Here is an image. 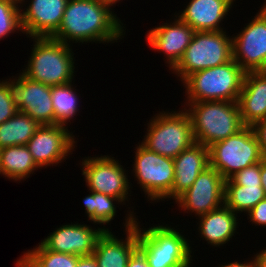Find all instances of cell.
I'll return each mask as SVG.
<instances>
[{
  "label": "cell",
  "instance_id": "14",
  "mask_svg": "<svg viewBox=\"0 0 266 267\" xmlns=\"http://www.w3.org/2000/svg\"><path fill=\"white\" fill-rule=\"evenodd\" d=\"M13 77L9 79L18 111L28 114L40 125L55 124L51 86L32 81L22 73Z\"/></svg>",
  "mask_w": 266,
  "mask_h": 267
},
{
  "label": "cell",
  "instance_id": "28",
  "mask_svg": "<svg viewBox=\"0 0 266 267\" xmlns=\"http://www.w3.org/2000/svg\"><path fill=\"white\" fill-rule=\"evenodd\" d=\"M90 194L83 198L85 213L88 221L92 224L107 225L111 220H114L116 215V207L114 204L122 205L123 203L114 197L89 191Z\"/></svg>",
  "mask_w": 266,
  "mask_h": 267
},
{
  "label": "cell",
  "instance_id": "12",
  "mask_svg": "<svg viewBox=\"0 0 266 267\" xmlns=\"http://www.w3.org/2000/svg\"><path fill=\"white\" fill-rule=\"evenodd\" d=\"M75 138L66 125H41L26 146L34 162L41 169L66 161L76 146Z\"/></svg>",
  "mask_w": 266,
  "mask_h": 267
},
{
  "label": "cell",
  "instance_id": "17",
  "mask_svg": "<svg viewBox=\"0 0 266 267\" xmlns=\"http://www.w3.org/2000/svg\"><path fill=\"white\" fill-rule=\"evenodd\" d=\"M27 2H20L24 34L29 38L52 37L60 27L68 0H31L28 4Z\"/></svg>",
  "mask_w": 266,
  "mask_h": 267
},
{
  "label": "cell",
  "instance_id": "8",
  "mask_svg": "<svg viewBox=\"0 0 266 267\" xmlns=\"http://www.w3.org/2000/svg\"><path fill=\"white\" fill-rule=\"evenodd\" d=\"M264 158L254 131L248 126L209 147L210 166L225 180Z\"/></svg>",
  "mask_w": 266,
  "mask_h": 267
},
{
  "label": "cell",
  "instance_id": "2",
  "mask_svg": "<svg viewBox=\"0 0 266 267\" xmlns=\"http://www.w3.org/2000/svg\"><path fill=\"white\" fill-rule=\"evenodd\" d=\"M184 105L192 122L194 141L207 148L245 127L238 101H201Z\"/></svg>",
  "mask_w": 266,
  "mask_h": 267
},
{
  "label": "cell",
  "instance_id": "22",
  "mask_svg": "<svg viewBox=\"0 0 266 267\" xmlns=\"http://www.w3.org/2000/svg\"><path fill=\"white\" fill-rule=\"evenodd\" d=\"M238 215L225 204L198 217V232L202 240L214 247L224 246L237 232ZM238 221V222H237Z\"/></svg>",
  "mask_w": 266,
  "mask_h": 267
},
{
  "label": "cell",
  "instance_id": "33",
  "mask_svg": "<svg viewBox=\"0 0 266 267\" xmlns=\"http://www.w3.org/2000/svg\"><path fill=\"white\" fill-rule=\"evenodd\" d=\"M254 134L259 143L263 155L266 157V119L255 123L252 126Z\"/></svg>",
  "mask_w": 266,
  "mask_h": 267
},
{
  "label": "cell",
  "instance_id": "13",
  "mask_svg": "<svg viewBox=\"0 0 266 267\" xmlns=\"http://www.w3.org/2000/svg\"><path fill=\"white\" fill-rule=\"evenodd\" d=\"M225 179L213 167L202 171L192 186L181 194L175 204L188 214L202 216L224 204Z\"/></svg>",
  "mask_w": 266,
  "mask_h": 267
},
{
  "label": "cell",
  "instance_id": "6",
  "mask_svg": "<svg viewBox=\"0 0 266 267\" xmlns=\"http://www.w3.org/2000/svg\"><path fill=\"white\" fill-rule=\"evenodd\" d=\"M149 121L141 144L152 152L175 158L195 143L192 122L184 109L163 110Z\"/></svg>",
  "mask_w": 266,
  "mask_h": 267
},
{
  "label": "cell",
  "instance_id": "5",
  "mask_svg": "<svg viewBox=\"0 0 266 267\" xmlns=\"http://www.w3.org/2000/svg\"><path fill=\"white\" fill-rule=\"evenodd\" d=\"M136 224L138 249L144 254L150 267L192 266V245L188 242L189 238L180 232L182 230L168 224L141 229L140 222L136 221Z\"/></svg>",
  "mask_w": 266,
  "mask_h": 267
},
{
  "label": "cell",
  "instance_id": "23",
  "mask_svg": "<svg viewBox=\"0 0 266 267\" xmlns=\"http://www.w3.org/2000/svg\"><path fill=\"white\" fill-rule=\"evenodd\" d=\"M31 153L26 145H14L0 149V175L12 181L29 178L38 170Z\"/></svg>",
  "mask_w": 266,
  "mask_h": 267
},
{
  "label": "cell",
  "instance_id": "3",
  "mask_svg": "<svg viewBox=\"0 0 266 267\" xmlns=\"http://www.w3.org/2000/svg\"><path fill=\"white\" fill-rule=\"evenodd\" d=\"M31 39L34 42L31 55L21 73L32 81L51 87L71 83L76 72L71 45L52 37H32Z\"/></svg>",
  "mask_w": 266,
  "mask_h": 267
},
{
  "label": "cell",
  "instance_id": "34",
  "mask_svg": "<svg viewBox=\"0 0 266 267\" xmlns=\"http://www.w3.org/2000/svg\"><path fill=\"white\" fill-rule=\"evenodd\" d=\"M126 267H150L144 254L137 248L130 256Z\"/></svg>",
  "mask_w": 266,
  "mask_h": 267
},
{
  "label": "cell",
  "instance_id": "35",
  "mask_svg": "<svg viewBox=\"0 0 266 267\" xmlns=\"http://www.w3.org/2000/svg\"><path fill=\"white\" fill-rule=\"evenodd\" d=\"M251 258H252V260L248 259V261L246 260L243 263L239 262V261H233V262H230L227 264L224 263V265L219 264L218 267H258V262H257L256 256L251 257Z\"/></svg>",
  "mask_w": 266,
  "mask_h": 267
},
{
  "label": "cell",
  "instance_id": "19",
  "mask_svg": "<svg viewBox=\"0 0 266 267\" xmlns=\"http://www.w3.org/2000/svg\"><path fill=\"white\" fill-rule=\"evenodd\" d=\"M174 182L171 193L165 198L176 200L189 189L198 175L210 166L209 148L193 143L189 148L173 158Z\"/></svg>",
  "mask_w": 266,
  "mask_h": 267
},
{
  "label": "cell",
  "instance_id": "27",
  "mask_svg": "<svg viewBox=\"0 0 266 267\" xmlns=\"http://www.w3.org/2000/svg\"><path fill=\"white\" fill-rule=\"evenodd\" d=\"M74 82L51 87L55 124L67 126L74 119V116L77 115V112L79 113L80 111L78 108L80 107V104H78L80 96L77 94L75 87H73Z\"/></svg>",
  "mask_w": 266,
  "mask_h": 267
},
{
  "label": "cell",
  "instance_id": "9",
  "mask_svg": "<svg viewBox=\"0 0 266 267\" xmlns=\"http://www.w3.org/2000/svg\"><path fill=\"white\" fill-rule=\"evenodd\" d=\"M135 156L132 172L150 203L165 201L174 182L173 158L148 150L140 142L134 147ZM160 200V201H159Z\"/></svg>",
  "mask_w": 266,
  "mask_h": 267
},
{
  "label": "cell",
  "instance_id": "30",
  "mask_svg": "<svg viewBox=\"0 0 266 267\" xmlns=\"http://www.w3.org/2000/svg\"><path fill=\"white\" fill-rule=\"evenodd\" d=\"M17 111L11 80H0V124L13 117Z\"/></svg>",
  "mask_w": 266,
  "mask_h": 267
},
{
  "label": "cell",
  "instance_id": "24",
  "mask_svg": "<svg viewBox=\"0 0 266 267\" xmlns=\"http://www.w3.org/2000/svg\"><path fill=\"white\" fill-rule=\"evenodd\" d=\"M41 125L28 114L17 113L0 124V149L14 145H26Z\"/></svg>",
  "mask_w": 266,
  "mask_h": 267
},
{
  "label": "cell",
  "instance_id": "11",
  "mask_svg": "<svg viewBox=\"0 0 266 267\" xmlns=\"http://www.w3.org/2000/svg\"><path fill=\"white\" fill-rule=\"evenodd\" d=\"M242 31L232 37L233 59L245 71H266V1Z\"/></svg>",
  "mask_w": 266,
  "mask_h": 267
},
{
  "label": "cell",
  "instance_id": "15",
  "mask_svg": "<svg viewBox=\"0 0 266 267\" xmlns=\"http://www.w3.org/2000/svg\"><path fill=\"white\" fill-rule=\"evenodd\" d=\"M129 211L123 223L125 240L120 239L110 230L104 231L98 238L93 251L98 267H126L130 256L138 248V225L136 224L138 218L134 210Z\"/></svg>",
  "mask_w": 266,
  "mask_h": 267
},
{
  "label": "cell",
  "instance_id": "29",
  "mask_svg": "<svg viewBox=\"0 0 266 267\" xmlns=\"http://www.w3.org/2000/svg\"><path fill=\"white\" fill-rule=\"evenodd\" d=\"M21 4L14 0H0V40L21 31Z\"/></svg>",
  "mask_w": 266,
  "mask_h": 267
},
{
  "label": "cell",
  "instance_id": "4",
  "mask_svg": "<svg viewBox=\"0 0 266 267\" xmlns=\"http://www.w3.org/2000/svg\"><path fill=\"white\" fill-rule=\"evenodd\" d=\"M246 72L232 58L229 62L196 71L182 84L186 102L238 101Z\"/></svg>",
  "mask_w": 266,
  "mask_h": 267
},
{
  "label": "cell",
  "instance_id": "31",
  "mask_svg": "<svg viewBox=\"0 0 266 267\" xmlns=\"http://www.w3.org/2000/svg\"><path fill=\"white\" fill-rule=\"evenodd\" d=\"M261 162L246 167L236 172L230 179L241 186H262L261 184Z\"/></svg>",
  "mask_w": 266,
  "mask_h": 267
},
{
  "label": "cell",
  "instance_id": "32",
  "mask_svg": "<svg viewBox=\"0 0 266 267\" xmlns=\"http://www.w3.org/2000/svg\"><path fill=\"white\" fill-rule=\"evenodd\" d=\"M246 215L252 224L264 228L266 226V198L259 201Z\"/></svg>",
  "mask_w": 266,
  "mask_h": 267
},
{
  "label": "cell",
  "instance_id": "36",
  "mask_svg": "<svg viewBox=\"0 0 266 267\" xmlns=\"http://www.w3.org/2000/svg\"><path fill=\"white\" fill-rule=\"evenodd\" d=\"M75 267H98V265L92 254L88 256H79Z\"/></svg>",
  "mask_w": 266,
  "mask_h": 267
},
{
  "label": "cell",
  "instance_id": "21",
  "mask_svg": "<svg viewBox=\"0 0 266 267\" xmlns=\"http://www.w3.org/2000/svg\"><path fill=\"white\" fill-rule=\"evenodd\" d=\"M244 126L266 119V71H248L238 99Z\"/></svg>",
  "mask_w": 266,
  "mask_h": 267
},
{
  "label": "cell",
  "instance_id": "16",
  "mask_svg": "<svg viewBox=\"0 0 266 267\" xmlns=\"http://www.w3.org/2000/svg\"><path fill=\"white\" fill-rule=\"evenodd\" d=\"M109 231L105 226L93 228L89 224L69 223L55 228L48 234L41 245L46 249L57 253H68L76 256L92 255L98 238Z\"/></svg>",
  "mask_w": 266,
  "mask_h": 267
},
{
  "label": "cell",
  "instance_id": "20",
  "mask_svg": "<svg viewBox=\"0 0 266 267\" xmlns=\"http://www.w3.org/2000/svg\"><path fill=\"white\" fill-rule=\"evenodd\" d=\"M235 1L189 0L185 9L176 15L195 32L224 31L225 28L221 27L223 19L228 16Z\"/></svg>",
  "mask_w": 266,
  "mask_h": 267
},
{
  "label": "cell",
  "instance_id": "18",
  "mask_svg": "<svg viewBox=\"0 0 266 267\" xmlns=\"http://www.w3.org/2000/svg\"><path fill=\"white\" fill-rule=\"evenodd\" d=\"M171 22L162 23L155 28H150L146 34L149 47L165 54V63L172 70L182 58L189 46L195 31L178 16Z\"/></svg>",
  "mask_w": 266,
  "mask_h": 267
},
{
  "label": "cell",
  "instance_id": "7",
  "mask_svg": "<svg viewBox=\"0 0 266 267\" xmlns=\"http://www.w3.org/2000/svg\"><path fill=\"white\" fill-rule=\"evenodd\" d=\"M232 58V36H228L225 30L197 31L171 71L182 82L196 71L225 64Z\"/></svg>",
  "mask_w": 266,
  "mask_h": 267
},
{
  "label": "cell",
  "instance_id": "39",
  "mask_svg": "<svg viewBox=\"0 0 266 267\" xmlns=\"http://www.w3.org/2000/svg\"><path fill=\"white\" fill-rule=\"evenodd\" d=\"M103 4H105L106 6H108V7H110L111 8V6H116V3L118 2L119 3V1H121V0H100Z\"/></svg>",
  "mask_w": 266,
  "mask_h": 267
},
{
  "label": "cell",
  "instance_id": "10",
  "mask_svg": "<svg viewBox=\"0 0 266 267\" xmlns=\"http://www.w3.org/2000/svg\"><path fill=\"white\" fill-rule=\"evenodd\" d=\"M114 158L109 155L83 158L82 175L89 191L117 198L126 205L129 202L128 197L131 196L132 183L128 180L126 168Z\"/></svg>",
  "mask_w": 266,
  "mask_h": 267
},
{
  "label": "cell",
  "instance_id": "25",
  "mask_svg": "<svg viewBox=\"0 0 266 267\" xmlns=\"http://www.w3.org/2000/svg\"><path fill=\"white\" fill-rule=\"evenodd\" d=\"M262 186L236 185L230 178L224 184V204L234 213H248L259 201L265 199Z\"/></svg>",
  "mask_w": 266,
  "mask_h": 267
},
{
  "label": "cell",
  "instance_id": "38",
  "mask_svg": "<svg viewBox=\"0 0 266 267\" xmlns=\"http://www.w3.org/2000/svg\"><path fill=\"white\" fill-rule=\"evenodd\" d=\"M255 256L257 258L258 267H266V247L262 251H259V253H255Z\"/></svg>",
  "mask_w": 266,
  "mask_h": 267
},
{
  "label": "cell",
  "instance_id": "1",
  "mask_svg": "<svg viewBox=\"0 0 266 267\" xmlns=\"http://www.w3.org/2000/svg\"><path fill=\"white\" fill-rule=\"evenodd\" d=\"M112 8L100 0H68L58 31L52 38L65 44L115 43L125 30Z\"/></svg>",
  "mask_w": 266,
  "mask_h": 267
},
{
  "label": "cell",
  "instance_id": "26",
  "mask_svg": "<svg viewBox=\"0 0 266 267\" xmlns=\"http://www.w3.org/2000/svg\"><path fill=\"white\" fill-rule=\"evenodd\" d=\"M16 260V267H75L79 256L46 250L40 243Z\"/></svg>",
  "mask_w": 266,
  "mask_h": 267
},
{
  "label": "cell",
  "instance_id": "37",
  "mask_svg": "<svg viewBox=\"0 0 266 267\" xmlns=\"http://www.w3.org/2000/svg\"><path fill=\"white\" fill-rule=\"evenodd\" d=\"M261 184L266 197V157L261 161Z\"/></svg>",
  "mask_w": 266,
  "mask_h": 267
}]
</instances>
